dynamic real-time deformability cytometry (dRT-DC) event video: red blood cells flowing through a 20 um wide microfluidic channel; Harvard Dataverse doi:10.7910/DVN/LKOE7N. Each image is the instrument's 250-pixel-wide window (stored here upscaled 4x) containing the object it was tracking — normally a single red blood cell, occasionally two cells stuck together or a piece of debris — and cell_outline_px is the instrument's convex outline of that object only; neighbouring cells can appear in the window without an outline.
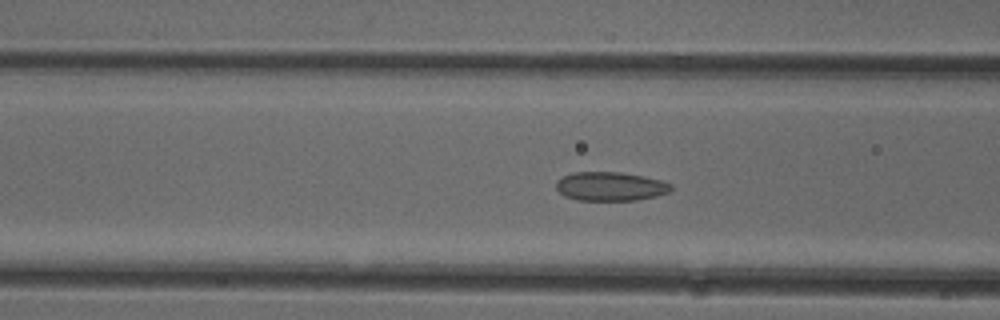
{"species": "common noctule bat (a hibernating species)", "species_latin": "Nyctalus noctula", "temperature_condition": "cold", "stored_images_in_passage": 52, "camera_frame_rate_fps": 3000, "um_per_image_px": 0.085, "animal": {"sex": "female"}, "frame": {"image": 1, "passage_image": 20, "time_ms": 6.333, "image_size_px": [1000, 320], "cell_outline_px": [[672, 188], [668, 192], [656, 196], [636, 200], [576, 200], [564, 196], [556, 188], [556, 180], [572, 172], [620, 172], [644, 176], [660, 180], [672, 184]], "centroid_in_image_um": [51.86, 15.84], "position_along_channel_um": 114.7, "area_um2": 19.36}}
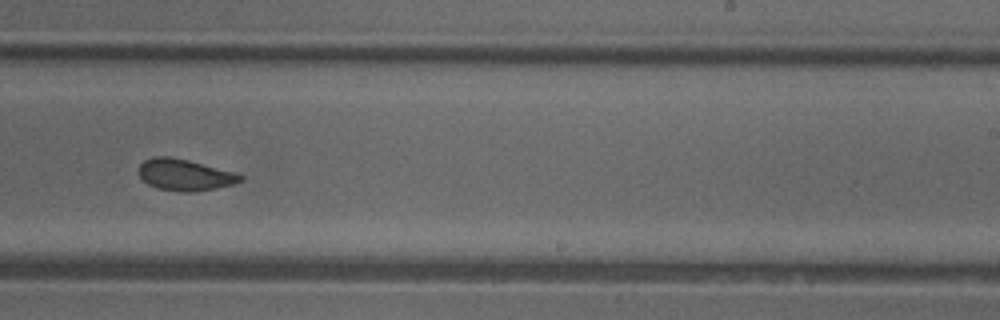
{"frame": {"image": 2, "passage_image": 32, "time_ms": 10.333, "image_size_px": [1000, 320], "cell_outline_px": [[244, 180], [232, 184], [216, 188], [192, 192], [180, 192], [156, 188], [148, 184], [140, 176], [140, 164], [144, 160], [156, 156], [168, 156], [188, 160], [236, 172], [244, 176]], "centroid_in_image_um": [15.74, 14.86], "position_along_channel_um": 273.3, "area_um2": 18.61}}
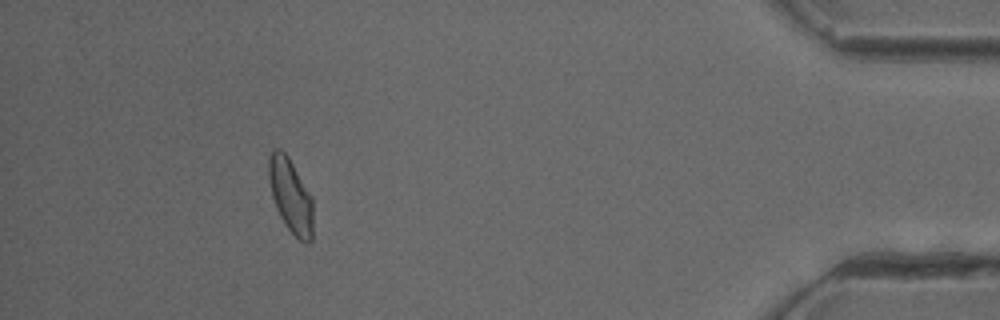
{"frame": {"image": 3, "passage_image": 47, "time_ms": 15.333, "image_size_px": [1000, 320], "cell_outline_px": [[312, 240], [308, 244], [300, 240], [288, 228], [280, 216], [276, 208], [272, 196], [268, 176], [268, 160], [272, 152], [276, 148], [280, 148], [288, 156], [312, 196]], "centroid_in_image_um": [24.7, 16.62], "position_along_channel_um": 410.5, "area_um2": 19.02}, "authors_computed_cell_mechanics": {"area_um2": 19.363, "velocity_mm_per_s": 3.9726, "shape_relaxation_time_tau1_ms": 8.5337, "shape_relaxation_time_tau2_ms": 1.4528, "deformation_change_tau1": 0.1383, "deformation_change_tau2": 0.0707}}